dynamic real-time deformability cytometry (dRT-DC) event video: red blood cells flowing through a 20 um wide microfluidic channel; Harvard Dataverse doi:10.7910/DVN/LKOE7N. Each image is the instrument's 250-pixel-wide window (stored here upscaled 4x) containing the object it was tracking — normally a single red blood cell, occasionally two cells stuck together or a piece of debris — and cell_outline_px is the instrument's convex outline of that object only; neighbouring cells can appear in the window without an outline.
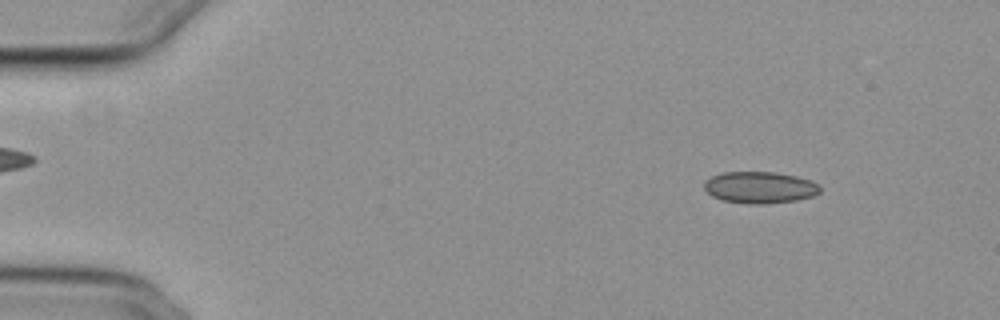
{"species": "common noctule bat (a hibernating species)", "species_latin": "Nyctalus noctula", "temperature_condition": "cold", "stored_images_in_passage": 12, "camera_frame_rate_fps": 3000, "um_per_image_px": 0.085, "animal": {"sex": "female", "body_mass_g": 29.2, "forearm_length_mm": 56.3}, "frame": {"image": 1, "passage_image": 6, "time_ms": 1.667, "image_size_px": [1000, 320], "cell_outline_px": [[820, 192], [812, 196], [796, 200], [760, 204], [752, 204], [724, 200], [712, 196], [704, 188], [704, 180], [712, 176], [724, 172], [776, 172], [796, 176], [812, 180], [820, 184]], "centroid_in_image_um": [64.6, 15.92], "position_along_channel_um": 20.4, "area_um2": 21.33}}